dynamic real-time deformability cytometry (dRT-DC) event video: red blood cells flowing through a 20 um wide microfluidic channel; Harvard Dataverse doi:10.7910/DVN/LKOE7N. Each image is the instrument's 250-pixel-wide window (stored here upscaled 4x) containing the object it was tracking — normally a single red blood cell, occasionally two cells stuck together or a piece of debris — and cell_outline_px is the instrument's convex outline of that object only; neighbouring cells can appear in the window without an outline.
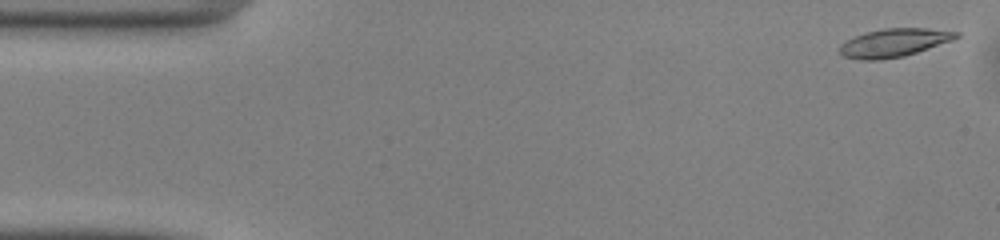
{"species": "common noctule bat (a hibernating species)", "species_latin": "Nyctalus noctula", "temperature_condition": "warm", "stored_images_in_passage": 10, "camera_frame_rate_fps": 3000, "um_per_image_px": 0.085, "animal": {"sex": "male", "body_mass_g": 13.0, "forearm_length_mm": 53.1}, "frame": {"image": 1, "passage_image": 1, "time_ms": 0.0, "image_size_px": [1000, 240], "cell_outline_px": [[960, 36], [952, 40], [904, 56], [880, 60], [860, 60], [844, 56], [840, 52], [840, 44], [864, 32], [884, 28], [928, 28], [960, 32]], "centroid_in_image_um": [75.99, 3.62], "position_along_channel_um": 9.0, "area_um2": 19.07}}